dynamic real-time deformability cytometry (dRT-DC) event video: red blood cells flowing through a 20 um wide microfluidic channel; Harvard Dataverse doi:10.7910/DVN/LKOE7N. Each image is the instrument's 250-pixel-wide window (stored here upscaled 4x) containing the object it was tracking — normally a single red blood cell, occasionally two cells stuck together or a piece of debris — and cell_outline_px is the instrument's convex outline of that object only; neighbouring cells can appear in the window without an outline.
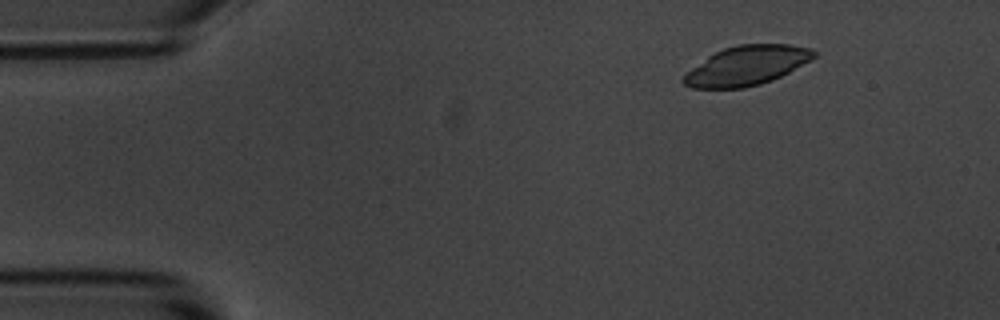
{"species": "common noctule bat (a hibernating species)", "species_latin": "Nyctalus noctula", "temperature_condition": "room temperature", "stored_images_in_passage": 3, "camera_frame_rate_fps": 3000, "um_per_image_px": 0.085, "animal": {"sex": "male", "body_mass_g": 20.1, "forearm_length_mm": 53.5}, "frame": {"image": 1, "passage_image": 1, "time_ms": 0.0, "image_size_px": [1000, 320], "cell_outline_px": [[816, 56], [812, 60], [772, 80], [760, 84], [744, 88], [692, 88], [684, 84], [680, 80], [692, 68], [708, 56], [724, 48], [740, 44], [788, 44], [812, 48], [816, 52]], "centroid_in_image_um": [63.49, 5.57], "position_along_channel_um": 21.5, "area_um2": 29.77}}